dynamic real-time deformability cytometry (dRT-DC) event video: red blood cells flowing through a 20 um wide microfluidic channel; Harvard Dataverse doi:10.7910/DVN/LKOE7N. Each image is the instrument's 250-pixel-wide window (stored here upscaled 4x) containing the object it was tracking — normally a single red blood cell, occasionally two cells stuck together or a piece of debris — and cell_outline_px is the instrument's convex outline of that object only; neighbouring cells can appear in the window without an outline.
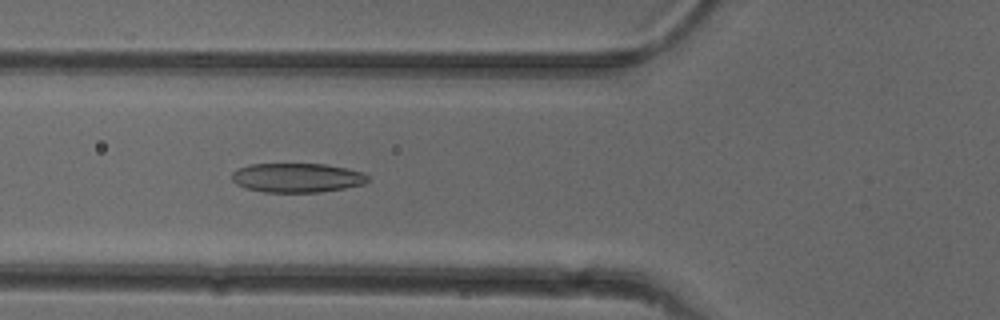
{"species": "common noctule bat (a hibernating species)", "species_latin": "Nyctalus noctula", "temperature_condition": "cold", "stored_images_in_passage": 51, "camera_frame_rate_fps": 3000, "um_per_image_px": 0.085, "animal": {"sex": "female"}, "frame": {"image": 1, "passage_image": 19, "time_ms": 6.0, "image_size_px": [1000, 320], "cell_outline_px": [[368, 180], [364, 184], [344, 188], [320, 192], [264, 192], [244, 188], [236, 184], [232, 180], [232, 172], [248, 164], [324, 164], [348, 168], [364, 172], [368, 176]], "centroid_in_image_um": [25.25, 15.11], "position_along_channel_um": 100.6, "area_um2": 23.29}}
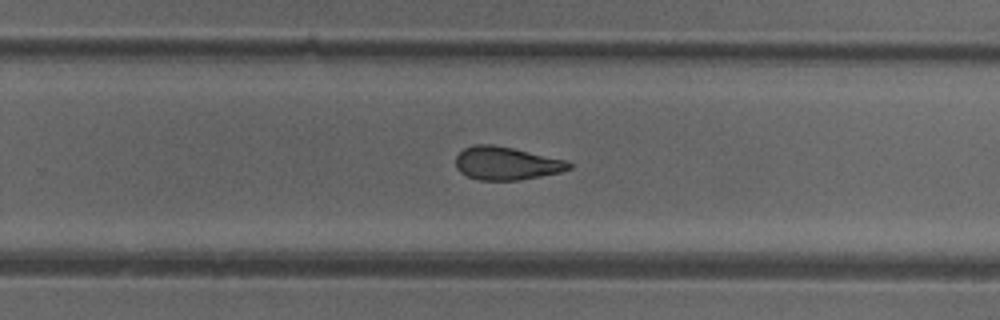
{"frame": {"image": 2, "passage_image": 33, "time_ms": 10.667, "image_size_px": [1000, 320], "cell_outline_px": [[572, 168], [560, 172], [520, 180], [480, 180], [468, 176], [460, 172], [456, 168], [456, 156], [464, 148], [476, 144], [492, 144], [512, 148], [568, 160], [572, 164]], "centroid_in_image_um": [43.05, 13.88], "position_along_channel_um": 286.7, "area_um2": 21.85}}
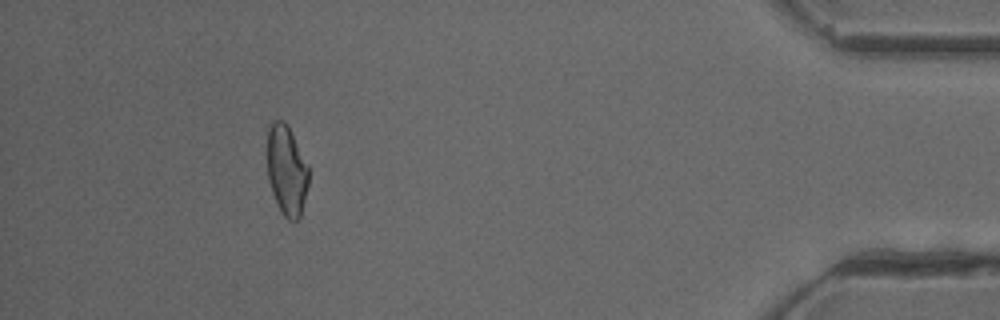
{"frame": {"image": 3, "passage_image": 47, "time_ms": 15.333, "image_size_px": [1000, 320], "cell_outline_px": [[308, 184], [300, 220], [288, 220], [280, 212], [276, 204], [268, 180], [264, 156], [268, 128], [276, 120], [284, 120], [288, 124], [308, 164]], "centroid_in_image_um": [24.32, 14.46], "position_along_channel_um": 410.9, "area_um2": 22.66}, "authors_computed_cell_mechanics": {"area_um2": 22.8888, "velocity_mm_per_s": 3.9911, "shape_relaxation_time_tau1_ms": null, "shape_relaxation_time_tau2_ms": 2.6867, "deformation_change_tau1": null, "deformation_change_tau2": 0.106}}